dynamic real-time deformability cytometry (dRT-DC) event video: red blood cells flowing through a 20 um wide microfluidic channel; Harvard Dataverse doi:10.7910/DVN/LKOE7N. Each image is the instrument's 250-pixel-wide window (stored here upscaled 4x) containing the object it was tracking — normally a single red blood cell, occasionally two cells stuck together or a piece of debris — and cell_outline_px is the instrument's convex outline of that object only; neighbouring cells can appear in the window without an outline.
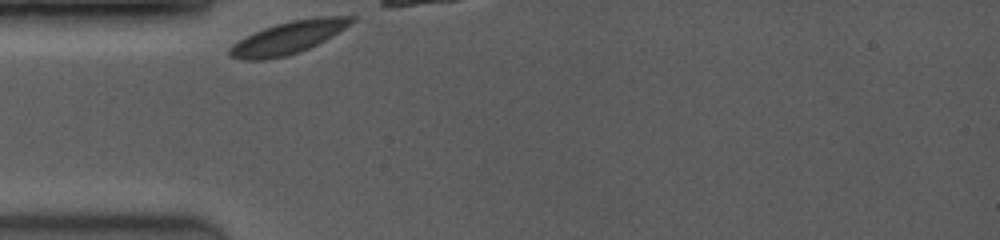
{"species": "common noctule bat (a hibernating species)", "species_latin": "Nyctalus noctula", "temperature_condition": "room temperature", "stored_images_in_passage": 14, "camera_frame_rate_fps": 3500, "um_per_image_px": 0.085, "animal": {"sex": "female", "body_mass_g": 19.0, "forearm_length_mm": 53.3}, "frame": {"image": 1, "passage_image": 1, "time_ms": 0.0, "image_size_px": [1000, 240], "cell_outline_px": [[356, 20], [332, 36], [308, 48], [284, 56], [264, 60], [244, 60], [228, 56], [228, 48], [232, 44], [264, 28], [276, 24], [292, 20], [320, 16], [356, 16]], "centroid_in_image_um": [24.49, 3.19], "position_along_channel_um": 60.5, "area_um2": 22.66}}